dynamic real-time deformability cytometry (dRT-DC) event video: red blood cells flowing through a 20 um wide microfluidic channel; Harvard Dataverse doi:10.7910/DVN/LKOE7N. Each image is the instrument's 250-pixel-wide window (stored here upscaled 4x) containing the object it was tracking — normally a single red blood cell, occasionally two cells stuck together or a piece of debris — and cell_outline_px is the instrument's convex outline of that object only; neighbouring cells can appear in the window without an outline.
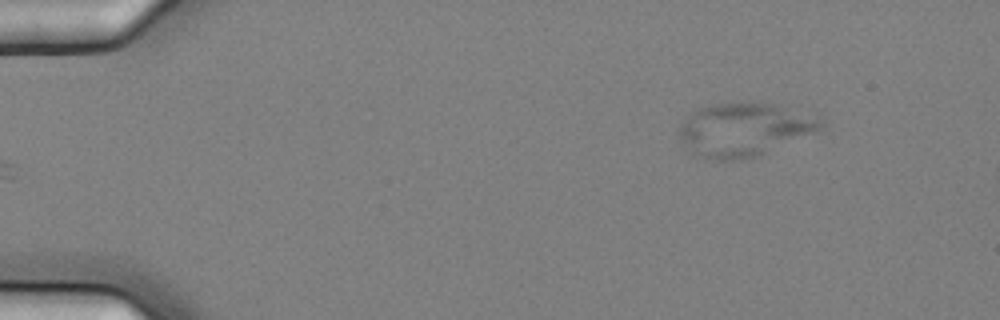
{"species": "common noctule bat (a hibernating species)", "species_latin": "Nyctalus noctula", "temperature_condition": "cold", "stored_images_in_passage": 6, "camera_frame_rate_fps": 3000, "um_per_image_px": 0.085, "animal": {"sex": "female", "body_mass_g": 25.1}, "frame": {"image": 1, "passage_image": 6, "time_ms": 1.667, "image_size_px": [1000, 320], "cell_outline_px": [[820, 128], [812, 132], [760, 156], [740, 160], [716, 160], [692, 156], [680, 136], [680, 124], [692, 112], [700, 108], [716, 104], [748, 100], [772, 104], [820, 116]], "centroid_in_image_um": [63.2, 11.01], "position_along_channel_um": 21.8, "area_um2": 43.99}}